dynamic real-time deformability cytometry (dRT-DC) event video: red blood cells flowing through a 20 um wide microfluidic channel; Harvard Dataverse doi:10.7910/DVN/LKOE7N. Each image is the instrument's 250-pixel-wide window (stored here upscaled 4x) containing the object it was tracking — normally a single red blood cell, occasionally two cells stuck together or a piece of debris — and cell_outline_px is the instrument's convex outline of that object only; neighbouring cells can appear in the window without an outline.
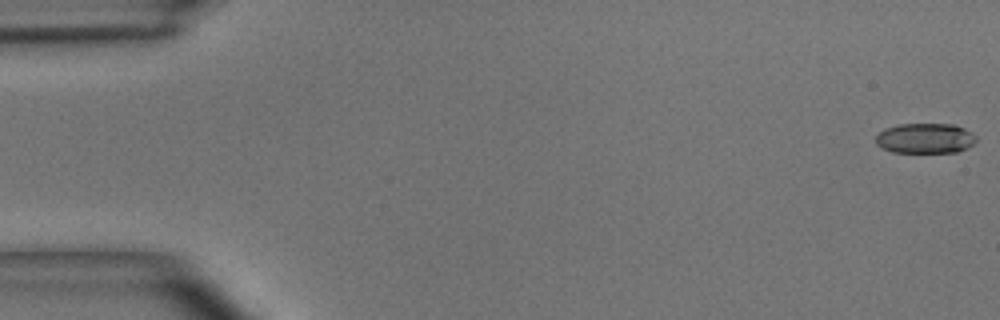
{"species": "common noctule bat (a hibernating species)", "species_latin": "Nyctalus noctula", "temperature_condition": "room temperature", "stored_images_in_passage": 49, "camera_frame_rate_fps": 3000, "um_per_image_px": 0.085, "animal": {"sex": "male", "body_mass_g": 15.6}, "frame": {"image": 1, "passage_image": 1, "time_ms": 0.0, "image_size_px": [1000, 320], "cell_outline_px": [[976, 140], [972, 144], [956, 152], [892, 152], [876, 144], [876, 136], [884, 128], [900, 124], [952, 124], [964, 128], [972, 132], [976, 136]], "centroid_in_image_um": [78.63, 11.74], "position_along_channel_um": 6.4, "area_um2": 17.51}}
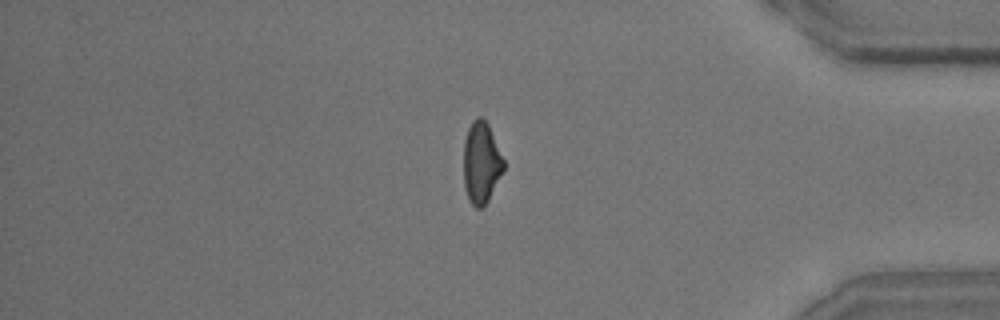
{"frame": {"image": 2, "passage_image": 42, "time_ms": 13.667, "image_size_px": [1000, 320], "cell_outline_px": [[504, 168], [488, 200], [480, 208], [476, 208], [468, 200], [464, 188], [464, 140], [468, 128], [472, 120], [476, 116], [480, 116], [488, 124], [504, 160]], "centroid_in_image_um": [40.89, 13.81], "position_along_channel_um": 394.3, "area_um2": 18.9}}
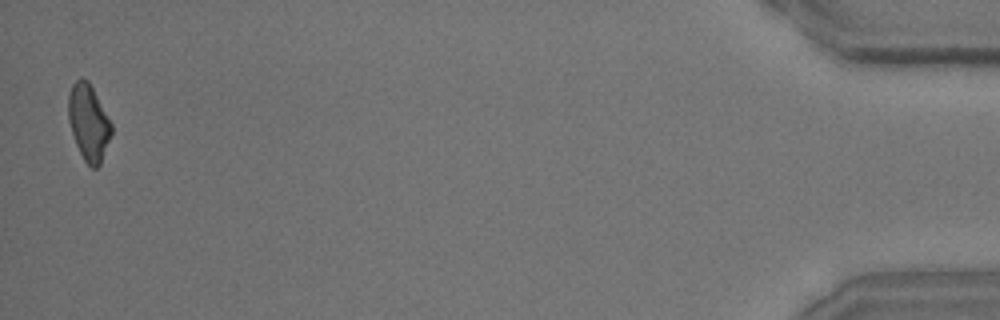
{"frame": {"image": 3, "passage_image": 49, "time_ms": 16.0, "image_size_px": [1000, 320], "cell_outline_px": [[112, 132], [100, 164], [96, 168], [92, 168], [84, 160], [76, 144], [68, 120], [68, 96], [72, 84], [76, 80], [88, 80], [112, 124]], "centroid_in_image_um": [7.52, 10.42], "position_along_channel_um": 427.7, "area_um2": 18.79}, "authors_computed_cell_mechanics": {"area_um2": 19.4208, "velocity_mm_per_s": 4.0624, "shape_relaxation_time_tau1_ms": 5.3984, "shape_relaxation_time_tau2_ms": 2.9322, "deformation_change_tau1": 0.1513, "deformation_change_tau2": 0.0924}}